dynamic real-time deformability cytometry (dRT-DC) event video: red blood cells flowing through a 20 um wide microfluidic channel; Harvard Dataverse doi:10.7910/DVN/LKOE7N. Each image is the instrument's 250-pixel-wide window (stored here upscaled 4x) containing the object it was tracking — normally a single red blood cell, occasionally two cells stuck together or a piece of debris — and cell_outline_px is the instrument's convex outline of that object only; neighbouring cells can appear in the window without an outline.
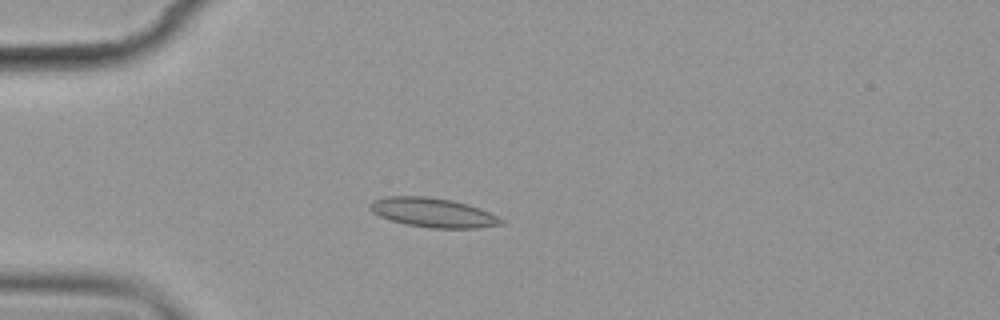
{"species": "common noctule bat (a hibernating species)", "species_latin": "Nyctalus noctula", "temperature_condition": "cold", "stored_images_in_passage": 6, "camera_frame_rate_fps": 3000, "um_per_image_px": 0.085, "animal": {"sex": "female", "body_mass_g": 19.9}, "frame": {"image": 1, "passage_image": 5, "time_ms": 4.667, "image_size_px": [1000, 320], "cell_outline_px": [[504, 224], [476, 228], [432, 228], [408, 224], [392, 220], [380, 216], [372, 212], [368, 208], [368, 204], [372, 200], [388, 196], [428, 196], [452, 200], [468, 204], [480, 208], [504, 220]], "centroid_in_image_um": [36.79, 18.06], "position_along_channel_um": 48.2, "area_um2": 22.37}}